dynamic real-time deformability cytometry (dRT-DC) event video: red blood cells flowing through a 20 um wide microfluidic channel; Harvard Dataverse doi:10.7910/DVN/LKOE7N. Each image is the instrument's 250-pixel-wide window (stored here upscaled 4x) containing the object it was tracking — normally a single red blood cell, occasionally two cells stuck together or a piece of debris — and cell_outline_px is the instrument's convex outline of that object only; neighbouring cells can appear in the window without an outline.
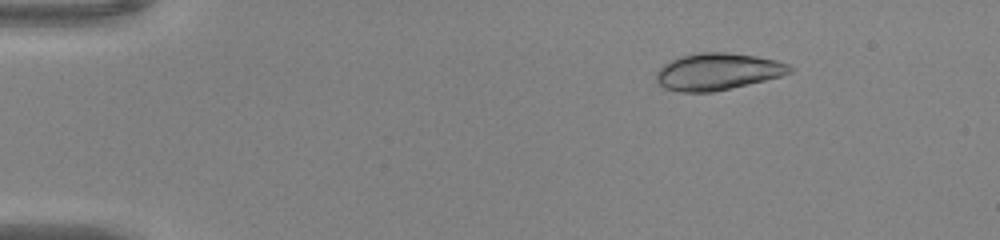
{"species": "common noctule bat (a hibernating species)", "species_latin": "Nyctalus noctula", "temperature_condition": "warm", "stored_images_in_passage": 44, "camera_frame_rate_fps": 3000, "um_per_image_px": 0.085, "animal": {"sex": "male", "body_mass_g": 20.0, "forearm_length_mm": 53.3}, "frame": {"image": 1, "passage_image": 8, "time_ms": 2.333, "image_size_px": [1000, 240], "cell_outline_px": [[796, 68], [792, 72], [780, 76], [748, 84], [712, 92], [680, 92], [664, 88], [656, 80], [656, 72], [664, 64], [676, 56], [696, 52], [728, 52], [756, 56], [776, 60], [788, 64]], "centroid_in_image_um": [60.98, 6.07], "position_along_channel_um": 24.0, "area_um2": 28.9}}
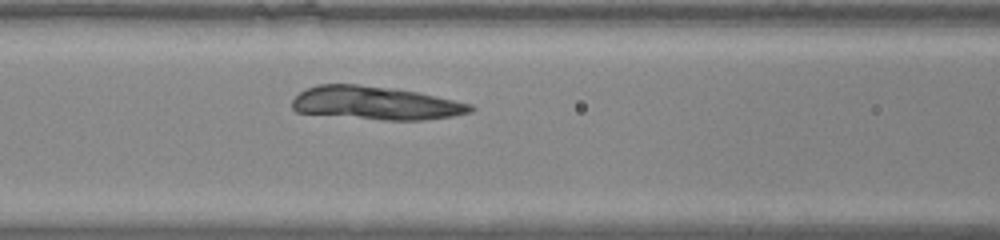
{"frame": {"image": 2, "passage_image": 23, "time_ms": 7.333, "image_size_px": [1000, 240], "cell_outline_px": [[476, 108], [472, 112], [452, 116], [420, 120], [384, 120], [296, 112], [292, 108], [292, 100], [300, 92], [316, 84], [356, 84], [392, 88], [416, 92], [472, 104]], "centroid_in_image_um": [31.93, 8.76], "position_along_channel_um": 134.7, "area_um2": 34.39}}
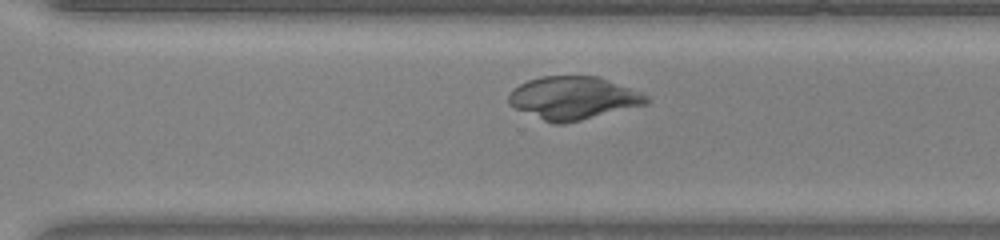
{"frame": {"image": 3, "passage_image": 37, "time_ms": 12.0, "image_size_px": [1000, 240], "cell_outline_px": [[648, 104], [564, 124], [552, 124], [516, 108], [508, 104], [508, 96], [512, 88], [528, 80], [540, 76], [600, 76], [640, 92], [648, 96]], "centroid_in_image_um": [48.71, 8.32], "position_along_channel_um": 321.9, "area_um2": 34.45}}